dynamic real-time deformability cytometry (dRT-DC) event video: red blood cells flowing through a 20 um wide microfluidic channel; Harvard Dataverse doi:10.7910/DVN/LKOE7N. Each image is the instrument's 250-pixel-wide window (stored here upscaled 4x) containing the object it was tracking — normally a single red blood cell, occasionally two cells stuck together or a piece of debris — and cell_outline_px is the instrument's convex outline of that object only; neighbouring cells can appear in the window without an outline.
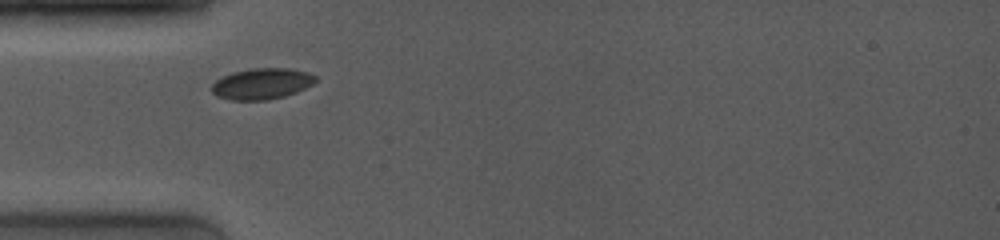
{"species": "common noctule bat (a hibernating species)", "species_latin": "Nyctalus noctula", "temperature_condition": "room temperature", "stored_images_in_passage": 11, "camera_frame_rate_fps": 4000, "um_per_image_px": 0.085, "animal": {"sex": "female", "body_mass_g": 19.0, "forearm_length_mm": 53.3}, "frame": {"image": 1, "passage_image": 1, "time_ms": 0.0, "image_size_px": [1000, 240], "cell_outline_px": [[316, 80], [312, 84], [296, 92], [284, 96], [268, 100], [232, 100], [216, 96], [212, 92], [212, 84], [216, 80], [232, 72], [252, 68], [288, 68], [308, 72], [316, 76]], "centroid_in_image_um": [22.24, 7.11], "position_along_channel_um": 62.8, "area_um2": 18.73}}
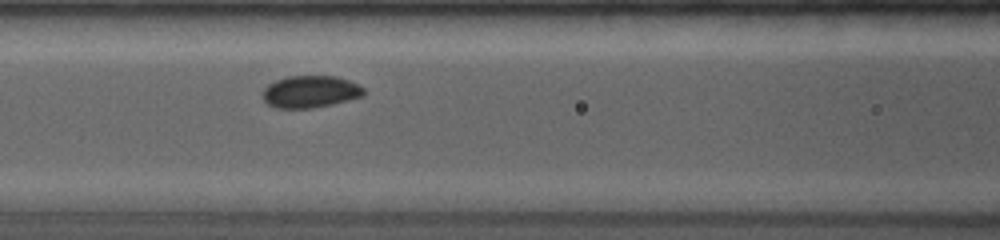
{"frame": {"image": 2, "passage_image": 4, "time_ms": 2.0, "image_size_px": [1000, 240], "cell_outline_px": [[364, 96], [332, 104], [312, 108], [276, 108], [268, 104], [260, 96], [264, 88], [268, 84], [276, 80], [288, 76], [336, 76], [360, 84], [364, 88]], "centroid_in_image_um": [26.37, 7.79], "position_along_channel_um": 140.2, "area_um2": 19.07}}
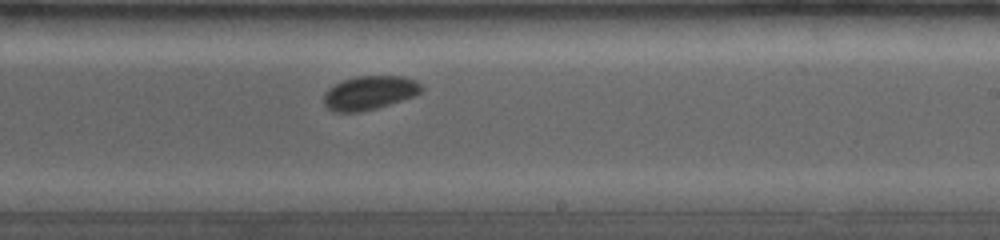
{"frame": {"image": 3, "passage_image": 11, "time_ms": 5.0, "image_size_px": [1000, 240], "cell_outline_px": [[424, 88], [420, 92], [412, 96], [376, 108], [360, 112], [332, 112], [324, 104], [324, 92], [328, 88], [344, 80], [356, 76], [404, 76], [416, 80]], "centroid_in_image_um": [31.38, 7.88], "position_along_channel_um": 257.6, "area_um2": 19.13}}